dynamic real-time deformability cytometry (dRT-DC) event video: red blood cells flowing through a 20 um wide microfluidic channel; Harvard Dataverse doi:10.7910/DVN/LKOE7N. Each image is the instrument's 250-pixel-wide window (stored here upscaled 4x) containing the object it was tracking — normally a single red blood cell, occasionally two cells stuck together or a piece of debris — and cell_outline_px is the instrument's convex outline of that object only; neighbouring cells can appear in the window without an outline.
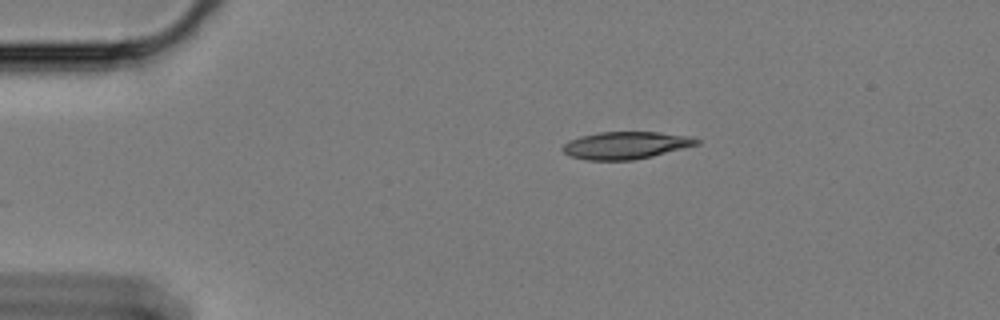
{"species": "Egyptian fruit bat (a non-hibernating species)", "species_latin": "Rousettus aegyptiacus", "temperature_condition": "cold", "stored_images_in_passage": 49, "camera_frame_rate_fps": 3000, "um_per_image_px": 0.085, "animal": {"sex": "female"}, "frame": {"image": 1, "passage_image": 1, "time_ms": 0.0, "image_size_px": [1000, 320], "cell_outline_px": [[700, 144], [652, 156], [632, 160], [584, 160], [568, 156], [560, 148], [568, 140], [580, 136], [600, 132], [656, 132], [692, 136], [700, 140]], "centroid_in_image_um": [53.16, 12.35], "position_along_channel_um": 31.8, "area_um2": 21.5}}
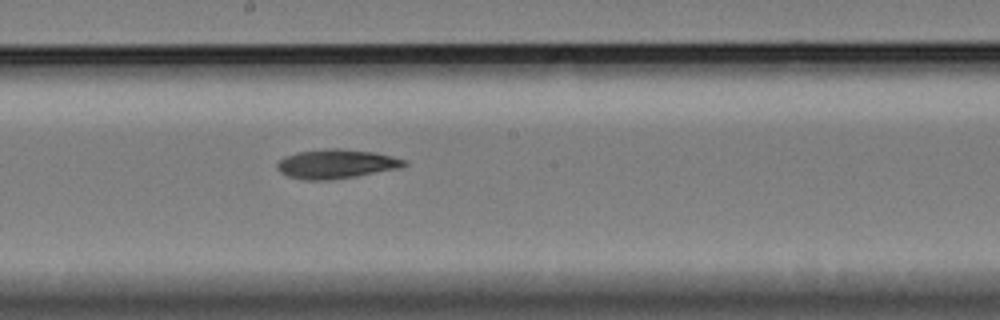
{"frame": {"image": 2, "passage_image": 22, "time_ms": 7.0, "image_size_px": [1000, 320], "cell_outline_px": [[408, 164], [400, 168], [356, 176], [328, 180], [304, 180], [288, 176], [280, 172], [276, 168], [276, 164], [284, 156], [296, 152], [324, 148], [340, 148], [376, 152], [408, 160]], "centroid_in_image_um": [28.58, 13.92], "position_along_channel_um": 219.6, "area_um2": 21.91}}
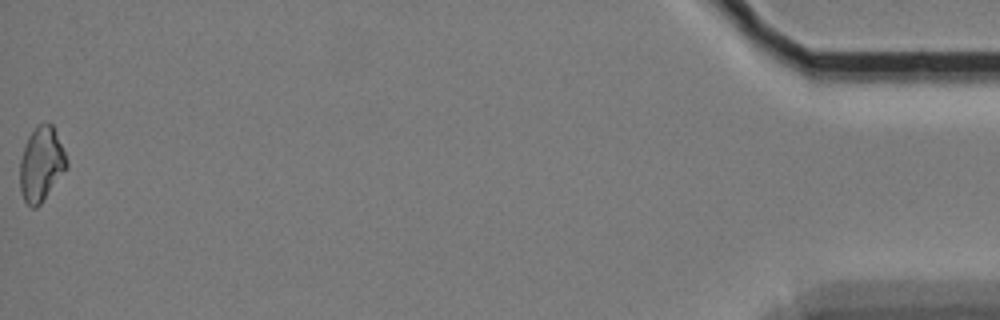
{"frame": {"image": 3, "passage_image": 49, "time_ms": 16.0, "image_size_px": [1000, 320], "cell_outline_px": [[68, 168], [40, 204], [36, 208], [32, 208], [24, 200], [20, 192], [20, 160], [28, 136], [36, 124], [52, 124], [64, 152], [68, 164]], "centroid_in_image_um": [3.5, 13.97], "position_along_channel_um": 431.7, "area_um2": 20.11}}